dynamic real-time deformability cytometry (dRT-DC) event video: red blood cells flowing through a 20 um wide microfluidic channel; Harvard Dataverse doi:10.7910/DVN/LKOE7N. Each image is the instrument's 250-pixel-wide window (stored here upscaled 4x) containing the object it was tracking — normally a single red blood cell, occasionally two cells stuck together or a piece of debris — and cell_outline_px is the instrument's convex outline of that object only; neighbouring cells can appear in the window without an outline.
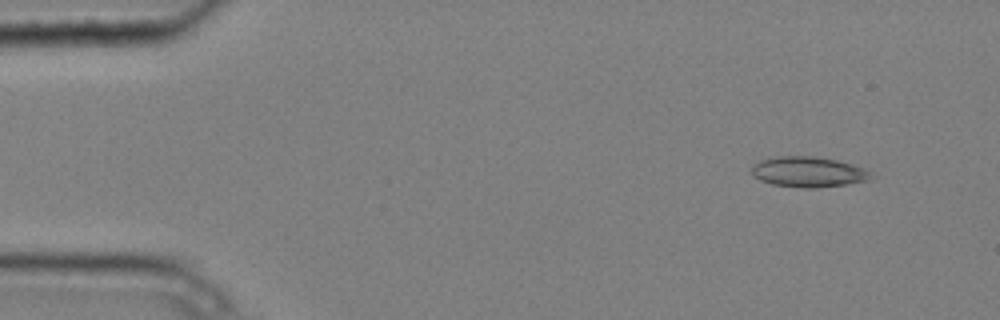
{"species": "common noctule bat (a hibernating species)", "species_latin": "Nyctalus noctula", "temperature_condition": "cold", "stored_images_in_passage": 3, "camera_frame_rate_fps": 3000, "um_per_image_px": 0.085, "animal": {"sex": "male", "body_mass_g": 20.4}, "frame": {"image": 1, "passage_image": 1, "time_ms": 0.0, "image_size_px": [1000, 320], "cell_outline_px": [[872, 180], [816, 188], [800, 188], [772, 184], [760, 180], [752, 176], [752, 164], [760, 160], [776, 156], [816, 156], [836, 160], [868, 168], [872, 172]], "centroid_in_image_um": [68.72, 14.61], "position_along_channel_um": 16.3, "area_um2": 21.5}}
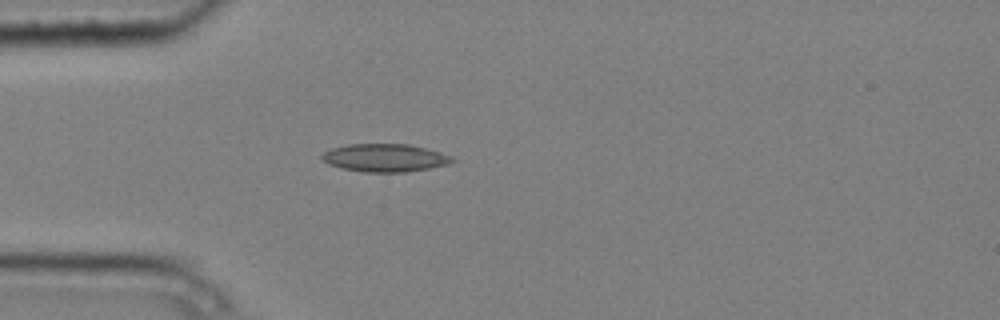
{"frame": {"image": 2, "passage_image": 3, "time_ms": 0.667, "image_size_px": [1000, 320], "cell_outline_px": [[456, 160], [448, 164], [428, 168], [404, 172], [364, 172], [340, 168], [328, 164], [320, 156], [324, 152], [332, 148], [348, 144], [408, 144], [440, 152], [452, 156]], "centroid_in_image_um": [32.7, 13.41], "position_along_channel_um": 52.3, "area_um2": 21.1}}